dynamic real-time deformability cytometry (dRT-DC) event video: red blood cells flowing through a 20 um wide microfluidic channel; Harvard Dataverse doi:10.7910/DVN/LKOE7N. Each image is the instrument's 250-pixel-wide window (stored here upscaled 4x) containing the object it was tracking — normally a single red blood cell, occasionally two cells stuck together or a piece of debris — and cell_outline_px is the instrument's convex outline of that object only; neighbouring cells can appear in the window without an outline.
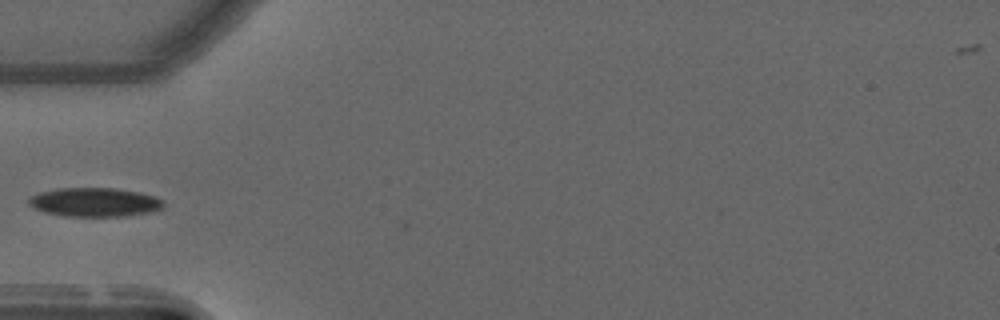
{"species": "common noctule bat (a hibernating species)", "species_latin": "Nyctalus noctula", "temperature_condition": "warm", "stored_images_in_passage": 5, "camera_frame_rate_fps": 3000, "um_per_image_px": 0.085, "animal": {"sex": "male", "forearm_length_mm": 52.5}, "frame": {"image": 1, "passage_image": 1, "time_ms": 0.0, "image_size_px": [1000, 320], "cell_outline_px": [[164, 208], [152, 212], [128, 216], [64, 216], [44, 212], [32, 208], [28, 204], [28, 196], [40, 192], [56, 188], [116, 188], [140, 192], [164, 200]], "centroid_in_image_um": [8.03, 17.19], "position_along_channel_um": 77.0, "area_um2": 23.06}}
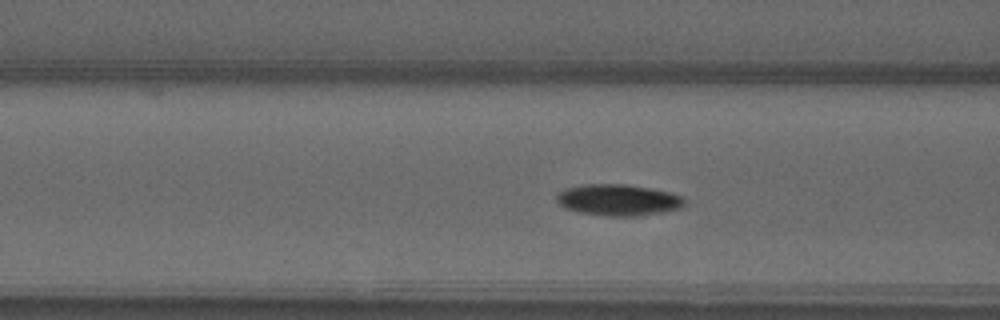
{"frame": {"image": 2, "passage_image": 4, "time_ms": 1.0, "image_size_px": [1000, 320], "cell_outline_px": [[688, 200], [684, 208], [664, 212], [640, 216], [604, 216], [576, 212], [564, 208], [556, 200], [556, 196], [560, 192], [568, 188], [584, 184], [628, 184], [652, 188], [672, 192], [684, 196]], "centroid_in_image_um": [52.65, 17.0], "position_along_channel_um": 114.0, "area_um2": 23.99}}